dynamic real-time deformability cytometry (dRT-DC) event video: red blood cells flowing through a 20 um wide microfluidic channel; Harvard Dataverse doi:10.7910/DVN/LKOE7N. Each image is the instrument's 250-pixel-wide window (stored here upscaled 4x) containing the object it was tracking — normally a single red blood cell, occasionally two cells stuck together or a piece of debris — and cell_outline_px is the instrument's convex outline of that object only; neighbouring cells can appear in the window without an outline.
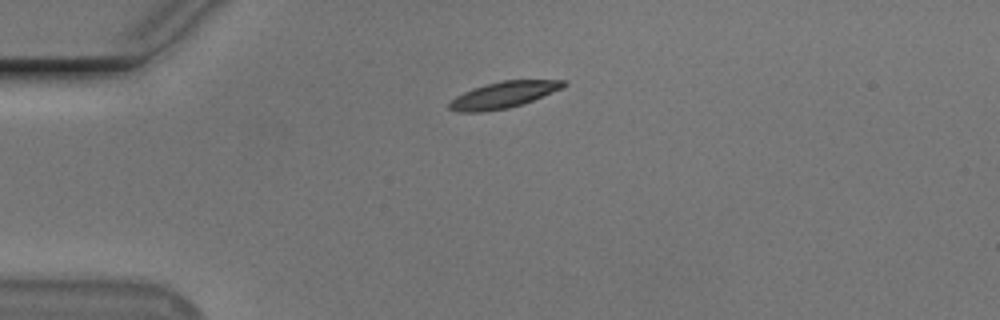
{"species": "Egyptian fruit bat (a non-hibernating species)", "species_latin": "Rousettus aegyptiacus", "temperature_condition": "cold", "stored_images_in_passage": 43, "camera_frame_rate_fps": 3000, "um_per_image_px": 0.085, "animal": {"sex": "male"}, "frame": {"image": 1, "passage_image": 1, "time_ms": 0.0, "image_size_px": [1000, 320], "cell_outline_px": [[568, 84], [560, 88], [532, 100], [508, 108], [480, 112], [460, 112], [448, 108], [448, 104], [456, 96], [472, 88], [484, 84], [504, 80], [568, 80]], "centroid_in_image_um": [42.76, 8.05], "position_along_channel_um": 42.2, "area_um2": 17.28}}
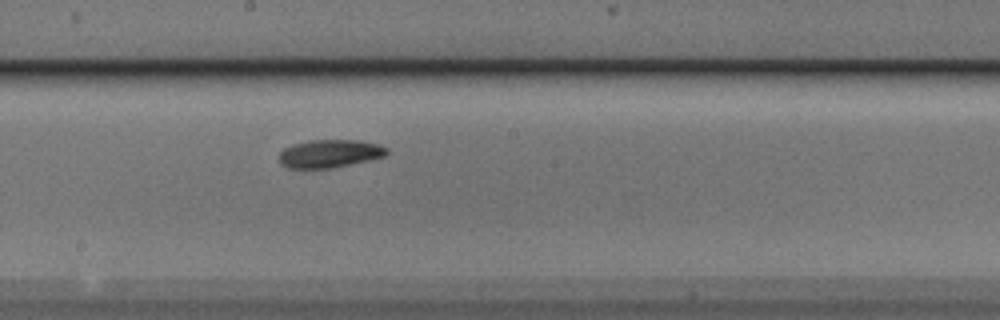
{"frame": {"image": 2, "passage_image": 18, "time_ms": 5.667, "image_size_px": [1000, 320], "cell_outline_px": [[388, 152], [384, 156], [368, 160], [332, 168], [288, 168], [280, 164], [280, 152], [284, 148], [308, 140], [360, 140], [376, 144], [388, 148]], "centroid_in_image_um": [28.01, 13.05], "position_along_channel_um": 220.2, "area_um2": 17.4}}
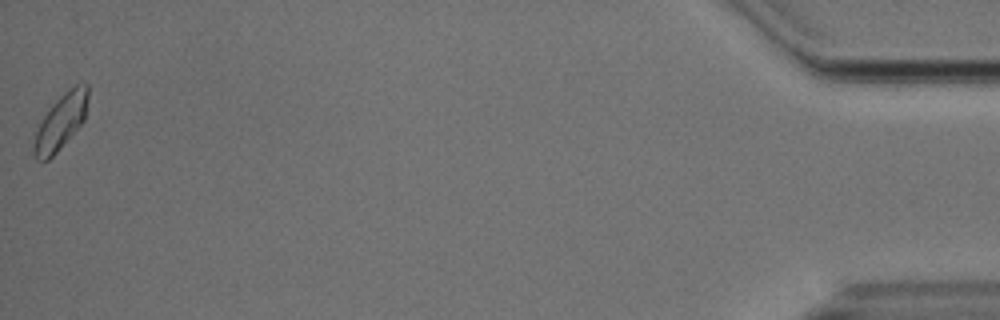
{"frame": {"image": 3, "passage_image": 43, "time_ms": 14.0, "image_size_px": [1000, 320], "cell_outline_px": [[88, 96], [84, 120], [56, 152], [48, 160], [36, 160], [32, 152], [32, 132], [52, 104], [68, 88], [76, 84], [88, 84]], "centroid_in_image_um": [5.09, 10.36], "position_along_channel_um": 430.1, "area_um2": 17.63}, "authors_computed_cell_mechanics": {"area_um2": 17.34, "velocity_mm_per_s": 3.6642, "shape_relaxation_time_tau1_ms": 2.6001, "shape_relaxation_time_tau2_ms": null, "deformation_change_tau1": 0.1011, "deformation_change_tau2": null}}